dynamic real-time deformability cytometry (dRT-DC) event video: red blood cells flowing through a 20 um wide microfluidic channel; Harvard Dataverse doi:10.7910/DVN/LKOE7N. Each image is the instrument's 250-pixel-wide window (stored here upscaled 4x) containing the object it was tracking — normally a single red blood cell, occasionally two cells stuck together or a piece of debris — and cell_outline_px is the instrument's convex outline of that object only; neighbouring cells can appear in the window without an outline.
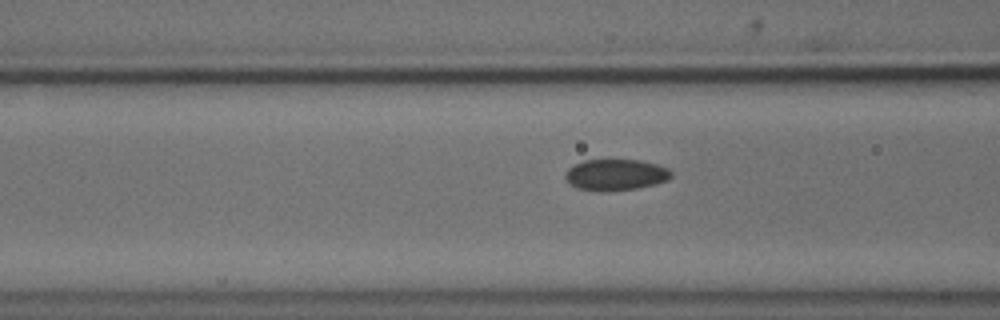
{"species": "common noctule bat (a hibernating species)", "species_latin": "Nyctalus noctula", "temperature_condition": "cold", "stored_images_in_passage": 21, "camera_frame_rate_fps": 3000, "um_per_image_px": 0.085, "animal": {"sex": "male", "body_mass_g": 18.8}, "frame": {"image": 1, "passage_image": 18, "time_ms": 5.667, "image_size_px": [1000, 320], "cell_outline_px": [[672, 176], [668, 180], [656, 184], [636, 188], [604, 192], [600, 192], [576, 188], [564, 176], [564, 172], [568, 168], [584, 160], [640, 160], [656, 164], [668, 168], [672, 172]], "centroid_in_image_um": [52.34, 14.86], "position_along_channel_um": 114.3, "area_um2": 19.36}}